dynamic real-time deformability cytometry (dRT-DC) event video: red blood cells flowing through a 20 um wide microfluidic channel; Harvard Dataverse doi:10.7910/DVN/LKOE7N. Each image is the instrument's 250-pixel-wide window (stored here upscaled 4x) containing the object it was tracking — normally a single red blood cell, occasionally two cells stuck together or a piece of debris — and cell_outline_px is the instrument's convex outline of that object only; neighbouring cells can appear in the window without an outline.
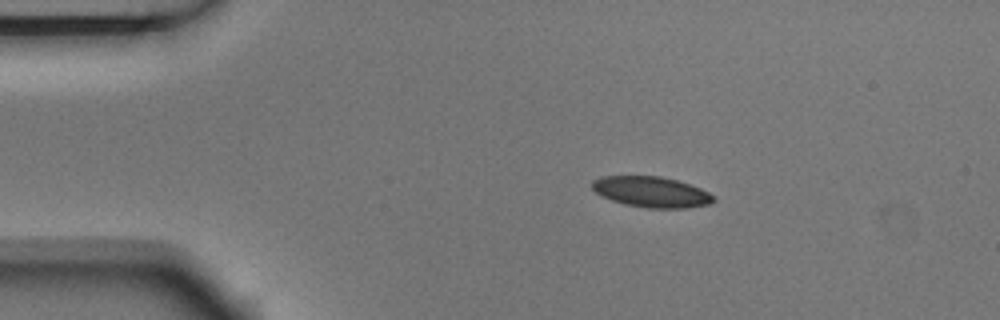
{"species": "Egyptian fruit bat (a non-hibernating species)", "species_latin": "Rousettus aegyptiacus", "temperature_condition": "room temperature", "stored_images_in_passage": 4, "segment_of_instrument_passage": [1, 2], "camera_frame_rate_fps": 3000, "um_per_image_px": 0.085, "animal": {"sex": "male"}, "frame": {"image": 1, "passage_image": 2, "time_ms": 0.333, "image_size_px": [1000, 320], "cell_outline_px": [[716, 200], [708, 204], [688, 208], [648, 208], [624, 204], [612, 200], [596, 192], [592, 188], [592, 180], [600, 176], [660, 176], [676, 180], [700, 188], [716, 196]], "centroid_in_image_um": [55.38, 16.31], "position_along_channel_um": 29.6, "area_um2": 21.68}}